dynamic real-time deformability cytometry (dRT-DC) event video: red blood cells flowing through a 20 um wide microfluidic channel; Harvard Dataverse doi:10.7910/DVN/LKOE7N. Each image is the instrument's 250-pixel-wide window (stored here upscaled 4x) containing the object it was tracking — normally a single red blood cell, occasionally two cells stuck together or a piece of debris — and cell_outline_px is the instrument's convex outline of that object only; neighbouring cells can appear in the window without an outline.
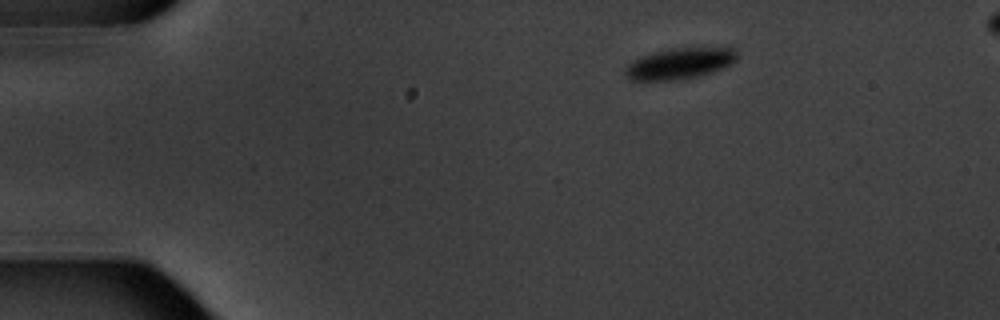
{"species": "common noctule bat (a hibernating species)", "species_latin": "Nyctalus noctula", "temperature_condition": "warm", "stored_images_in_passage": 9, "camera_frame_rate_fps": 3000, "um_per_image_px": 0.085, "animal": {"sex": "male", "body_mass_g": 20.1, "forearm_length_mm": 53.5}, "frame": {"image": 1, "passage_image": 1, "time_ms": 0.0, "image_size_px": [1000, 320], "cell_outline_px": [[736, 60], [732, 64], [712, 72], [700, 76], [680, 80], [628, 80], [624, 72], [624, 68], [632, 60], [640, 56], [652, 52], [668, 48], [732, 48], [736, 52]], "centroid_in_image_um": [57.72, 5.4], "position_along_channel_um": 27.3, "area_um2": 20.4}}
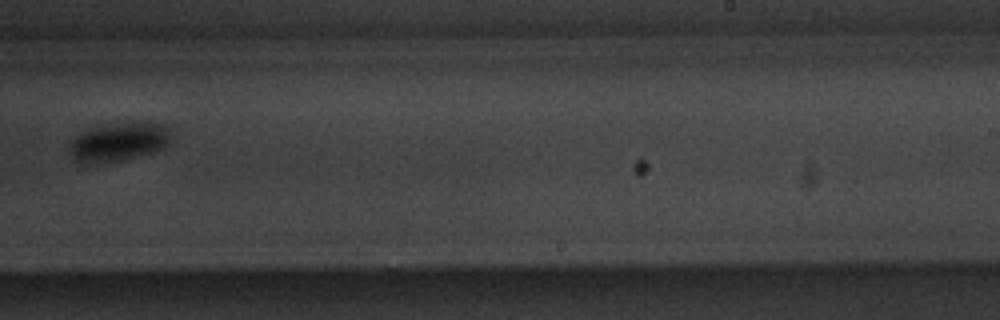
{"frame": {"image": 2, "passage_image": 9, "time_ms": 9.333, "image_size_px": [1000, 320], "cell_outline_px": [[168, 144], [164, 148], [152, 152], [116, 160], [76, 160], [72, 156], [72, 140], [80, 132], [96, 124], [116, 120], [148, 120], [160, 124], [168, 128]], "centroid_in_image_um": [10.14, 11.91], "position_along_channel_um": 278.9, "area_um2": 22.72}}